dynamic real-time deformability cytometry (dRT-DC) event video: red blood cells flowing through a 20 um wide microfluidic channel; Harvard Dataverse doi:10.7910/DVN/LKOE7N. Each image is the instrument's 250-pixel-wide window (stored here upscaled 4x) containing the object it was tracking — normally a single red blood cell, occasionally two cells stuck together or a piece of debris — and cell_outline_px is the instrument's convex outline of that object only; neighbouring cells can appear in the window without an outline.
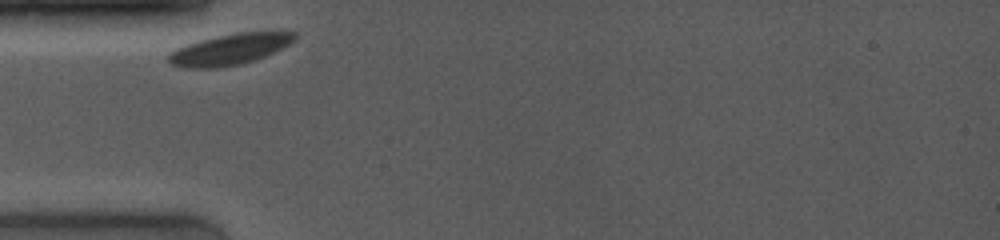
{"species": "common noctule bat (a hibernating species)", "species_latin": "Nyctalus noctula", "temperature_condition": "room temperature", "stored_images_in_passage": 9, "camera_frame_rate_fps": 4000, "um_per_image_px": 0.085, "animal": {"sex": "female", "body_mass_g": 19.0, "forearm_length_mm": 53.3}, "frame": {"image": 1, "passage_image": 1, "time_ms": 0.0, "image_size_px": [1000, 240], "cell_outline_px": [[296, 36], [288, 44], [264, 56], [240, 64], [216, 68], [192, 68], [172, 64], [168, 60], [168, 52], [176, 48], [200, 40], [216, 36], [236, 32], [296, 32]], "centroid_in_image_um": [19.47, 4.19], "position_along_channel_um": 65.5, "area_um2": 22.25}}
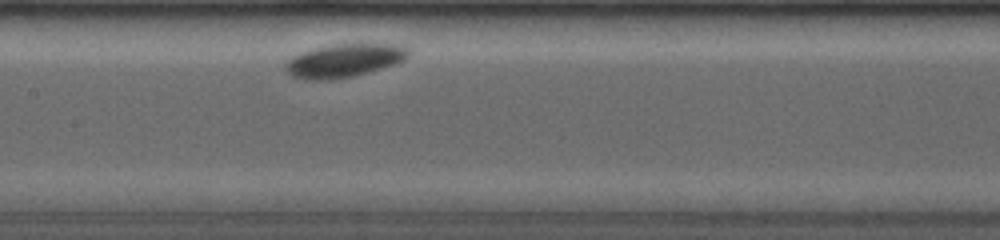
{"frame": {"image": 2, "passage_image": 9, "time_ms": 3.25, "image_size_px": [1000, 240], "cell_outline_px": [[408, 56], [404, 60], [396, 64], [368, 72], [352, 76], [332, 80], [304, 80], [292, 76], [284, 72], [284, 64], [292, 56], [312, 48], [332, 44], [396, 44], [404, 48], [408, 52]], "centroid_in_image_um": [29.17, 5.16], "position_along_channel_um": 178.2, "area_um2": 23.99}}